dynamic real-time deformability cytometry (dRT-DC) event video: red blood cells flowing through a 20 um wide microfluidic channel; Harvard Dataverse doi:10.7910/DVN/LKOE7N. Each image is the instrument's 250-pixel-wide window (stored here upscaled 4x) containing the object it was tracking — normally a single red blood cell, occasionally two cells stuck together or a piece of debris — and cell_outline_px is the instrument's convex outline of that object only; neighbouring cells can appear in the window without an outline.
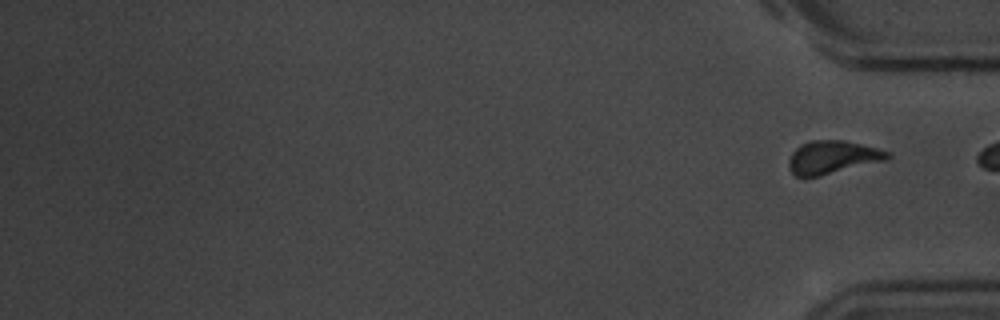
{"species": "common noctule bat (a hibernating species)", "species_latin": "Nyctalus noctula", "temperature_condition": "room temperature", "stored_images_in_passage": 13, "camera_frame_rate_fps": 3000, "um_per_image_px": 0.085, "animal": {"sex": "male", "body_mass_g": 20.1, "forearm_length_mm": 53.5}, "frame": {"image": 1, "passage_image": 13, "time_ms": 14.667, "image_size_px": [1000, 320], "cell_outline_px": [[892, 156], [888, 160], [820, 176], [796, 176], [788, 168], [788, 160], [792, 152], [800, 144], [808, 140], [844, 140], [876, 148], [888, 152]], "centroid_in_image_um": [70.75, 13.36], "position_along_channel_um": 364.5, "area_um2": 19.13}}